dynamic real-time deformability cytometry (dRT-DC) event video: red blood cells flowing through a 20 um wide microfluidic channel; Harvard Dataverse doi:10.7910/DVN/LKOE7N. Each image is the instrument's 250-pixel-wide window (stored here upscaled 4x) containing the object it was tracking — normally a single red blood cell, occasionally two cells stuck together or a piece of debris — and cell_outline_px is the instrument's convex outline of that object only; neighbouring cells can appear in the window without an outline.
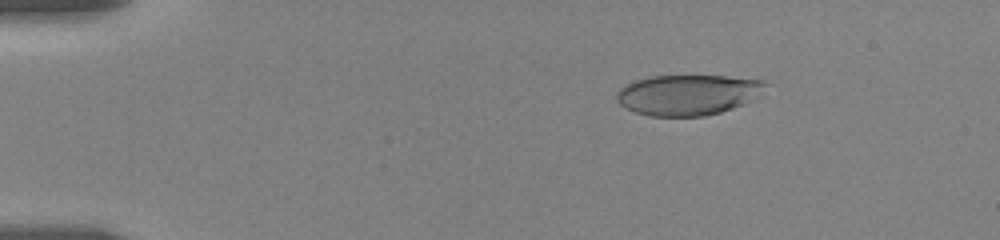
{"species": "human", "species_latin": "Homo sapiens", "temperature_condition": "room temperature", "stored_images_in_passage": 28, "camera_frame_rate_fps": 3000, "um_per_image_px": 0.085, "donor": {"sex": "female"}, "frame": {"image": 1, "passage_image": 11, "time_ms": 3.0, "image_size_px": [1000, 240], "cell_outline_px": [[768, 84], [748, 100], [732, 108], [720, 112], [704, 116], [648, 116], [636, 112], [620, 104], [616, 100], [616, 92], [620, 88], [636, 80], [648, 76], [724, 76], [764, 80]], "centroid_in_image_um": [58.4, 8.05], "position_along_channel_um": 26.6, "area_um2": 34.56}}
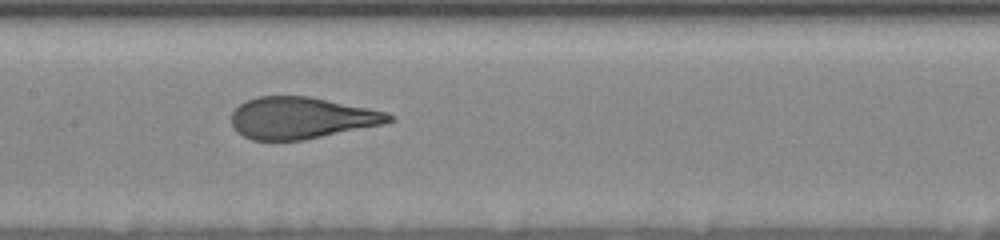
{"frame": {"image": 2, "passage_image": 22, "time_ms": 9.667, "image_size_px": [1000, 240], "cell_outline_px": [[396, 120], [384, 124], [304, 140], [252, 140], [244, 136], [232, 124], [232, 112], [240, 104], [248, 100], [260, 96], [308, 96], [388, 112]], "centroid_in_image_um": [25.65, 10.03], "position_along_channel_um": 181.7, "area_um2": 37.97}}
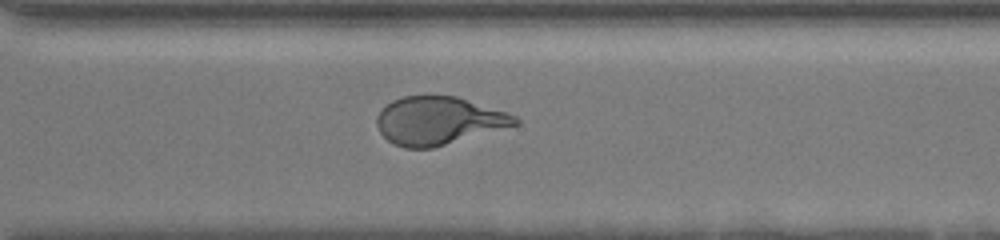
{"frame": {"image": 3, "passage_image": 28, "time_ms": 14.0, "image_size_px": [1000, 240], "cell_outline_px": [[520, 124], [432, 148], [404, 148], [392, 144], [380, 132], [376, 124], [376, 116], [392, 100], [404, 96], [456, 96], [508, 112], [516, 116], [520, 120]], "centroid_in_image_um": [37.29, 10.26], "position_along_channel_um": 333.3, "area_um2": 38.61}}